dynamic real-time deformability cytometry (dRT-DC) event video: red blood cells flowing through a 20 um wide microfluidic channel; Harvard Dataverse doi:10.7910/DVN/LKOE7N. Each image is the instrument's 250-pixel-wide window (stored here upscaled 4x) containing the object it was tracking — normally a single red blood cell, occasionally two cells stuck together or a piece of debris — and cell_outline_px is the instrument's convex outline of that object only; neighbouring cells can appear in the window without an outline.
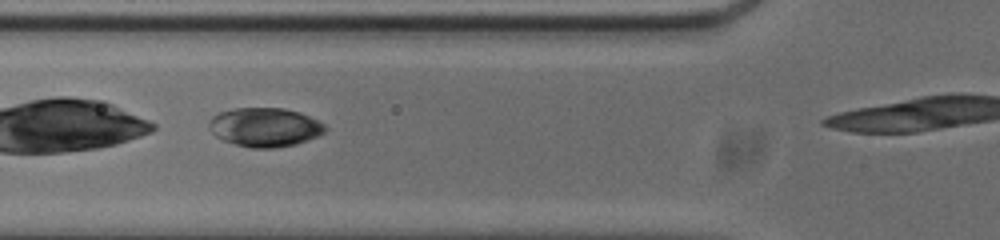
{"species": "common noctule bat (a hibernating species)", "species_latin": "Nyctalus noctula", "temperature_condition": "cold", "stored_images_in_passage": 17, "camera_frame_rate_fps": 3000, "um_per_image_px": 0.085, "animal": {"sex": "male", "body_mass_g": 20.0, "forearm_length_mm": 53.3}, "frame": {"image": 1, "passage_image": 3, "time_ms": 0.667, "image_size_px": [1000, 240], "cell_outline_px": [[328, 128], [324, 132], [316, 136], [296, 144], [276, 148], [252, 148], [236, 144], [224, 140], [216, 136], [212, 132], [208, 124], [212, 116], [220, 112], [236, 108], [284, 108], [300, 112], [324, 124]], "centroid_in_image_um": [22.51, 10.81], "position_along_channel_um": 103.3, "area_um2": 26.18}}
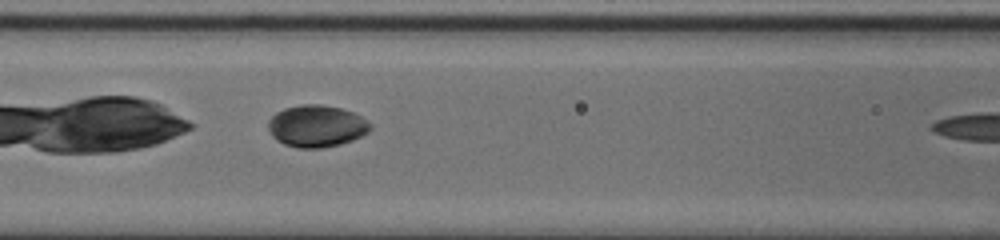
{"frame": {"image": 2, "passage_image": 6, "time_ms": 1.667, "image_size_px": [1000, 240], "cell_outline_px": [[372, 128], [368, 132], [352, 140], [340, 144], [320, 148], [300, 148], [284, 144], [276, 140], [272, 136], [268, 128], [268, 120], [276, 112], [284, 108], [300, 104], [320, 104], [340, 108], [352, 112], [360, 116], [372, 124]], "centroid_in_image_um": [26.89, 10.71], "position_along_channel_um": 139.7, "area_um2": 24.97}}